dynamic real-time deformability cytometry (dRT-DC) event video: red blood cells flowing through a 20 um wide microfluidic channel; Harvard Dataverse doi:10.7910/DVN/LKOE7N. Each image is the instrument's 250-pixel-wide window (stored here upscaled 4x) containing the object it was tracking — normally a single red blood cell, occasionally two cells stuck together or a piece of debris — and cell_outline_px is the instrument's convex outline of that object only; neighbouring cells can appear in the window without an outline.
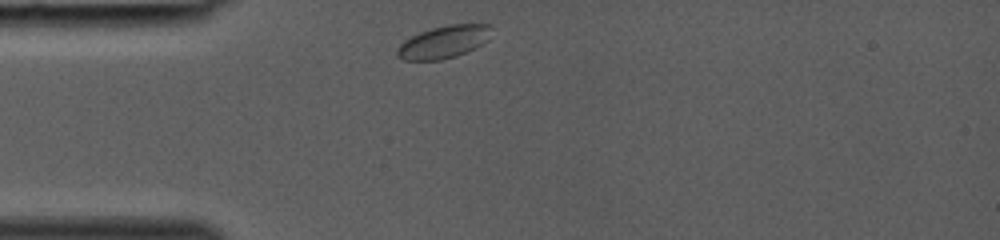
{"species": "common noctule bat (a hibernating species)", "species_latin": "Nyctalus noctula", "temperature_condition": "room temperature", "stored_images_in_passage": 26, "camera_frame_rate_fps": 3000, "um_per_image_px": 0.085, "animal": {"sex": "female", "body_mass_g": 19.0, "forearm_length_mm": 53.3}, "frame": {"image": 1, "passage_image": 1, "time_ms": 0.0, "image_size_px": [1000, 240], "cell_outline_px": [[492, 24], [488, 40], [456, 56], [440, 60], [404, 60], [396, 56], [396, 48], [404, 40], [420, 32], [432, 28], [448, 24]], "centroid_in_image_um": [37.68, 3.56], "position_along_channel_um": 47.3, "area_um2": 17.74}}
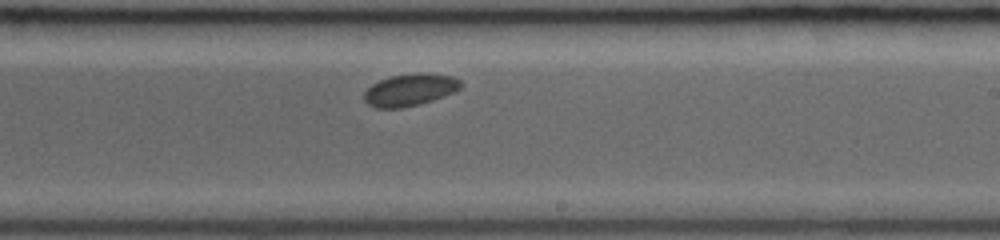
{"frame": {"image": 2, "passage_image": 15, "time_ms": 4.667, "image_size_px": [1000, 240], "cell_outline_px": [[464, 84], [456, 92], [432, 100], [400, 108], [376, 108], [368, 104], [364, 100], [364, 92], [372, 84], [380, 80], [392, 76], [420, 72], [452, 76], [460, 80]], "centroid_in_image_um": [34.87, 7.63], "position_along_channel_um": 254.1, "area_um2": 18.03}}
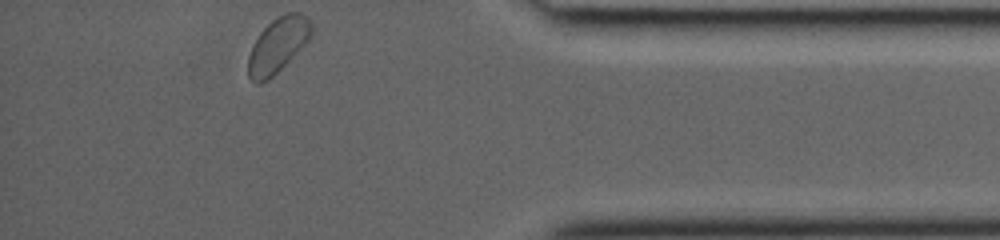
{"frame": {"image": 3, "passage_image": 26, "time_ms": 8.333, "image_size_px": [1000, 240], "cell_outline_px": [[312, 32], [308, 40], [268, 80], [260, 84], [256, 84], [248, 76], [248, 56], [252, 44], [260, 32], [276, 16], [284, 12], [300, 12], [308, 16], [312, 24]], "centroid_in_image_um": [23.6, 3.8], "position_along_channel_um": 411.6, "area_um2": 20.17}}